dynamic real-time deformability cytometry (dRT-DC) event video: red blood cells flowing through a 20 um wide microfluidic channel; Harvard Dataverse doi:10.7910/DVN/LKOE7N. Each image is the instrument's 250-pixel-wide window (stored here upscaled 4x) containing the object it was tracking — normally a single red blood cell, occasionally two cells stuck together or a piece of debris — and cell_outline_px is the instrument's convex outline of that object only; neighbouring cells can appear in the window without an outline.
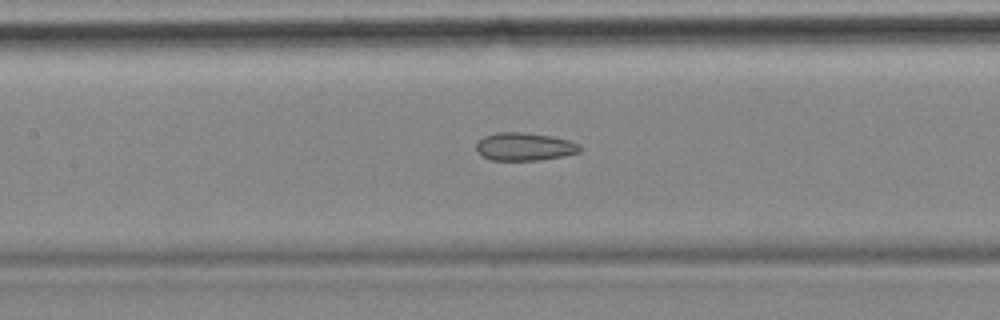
{"species": "common noctule bat (a hibernating species)", "species_latin": "Nyctalus noctula", "temperature_condition": "cold", "stored_images_in_passage": 55, "camera_frame_rate_fps": 3000, "um_per_image_px": 0.085, "animal": {"sex": "female", "body_mass_g": 18.4}, "frame": {"image": 1, "passage_image": 24, "time_ms": 7.667, "image_size_px": [1000, 320], "cell_outline_px": [[584, 148], [580, 152], [564, 156], [540, 160], [492, 160], [480, 156], [476, 152], [476, 140], [484, 136], [496, 132], [524, 132], [552, 136], [568, 140], [580, 144]], "centroid_in_image_um": [44.57, 12.46], "position_along_channel_um": 162.8, "area_um2": 17.28}, "authors_computed_cell_mechanics": {"area_um2": 18.7272, "velocity_mm_per_s": 3.5313, "shape_relaxation_time_tau1_ms": null, "shape_relaxation_time_tau2_ms": 3.2169, "deformation_change_tau1": null, "deformation_change_tau2": 0.1031}}